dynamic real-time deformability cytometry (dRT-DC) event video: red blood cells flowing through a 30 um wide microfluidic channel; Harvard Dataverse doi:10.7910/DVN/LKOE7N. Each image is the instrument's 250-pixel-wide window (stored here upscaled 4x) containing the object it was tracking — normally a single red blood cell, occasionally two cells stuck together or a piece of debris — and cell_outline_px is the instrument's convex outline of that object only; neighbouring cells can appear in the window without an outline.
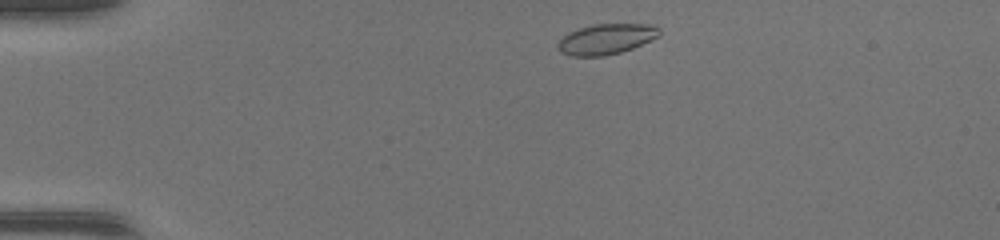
{"species": "common noctule bat (a hibernating species)", "species_latin": "Nyctalus noctula", "temperature_condition": "warm", "stored_images_in_passage": 39, "camera_frame_rate_fps": 3000, "um_per_image_px": 0.085, "animal": {"sex": "female", "body_mass_g": 17.0, "forearm_length_mm": 48.0}, "frame": {"image": 1, "passage_image": 2, "time_ms": 0.333, "image_size_px": [1000, 240], "cell_outline_px": [[660, 36], [632, 48], [620, 52], [604, 56], [572, 56], [560, 52], [556, 44], [568, 32], [580, 28], [596, 24], [652, 24], [660, 28]], "centroid_in_image_um": [51.53, 3.32], "position_along_channel_um": 33.5, "area_um2": 17.98}}
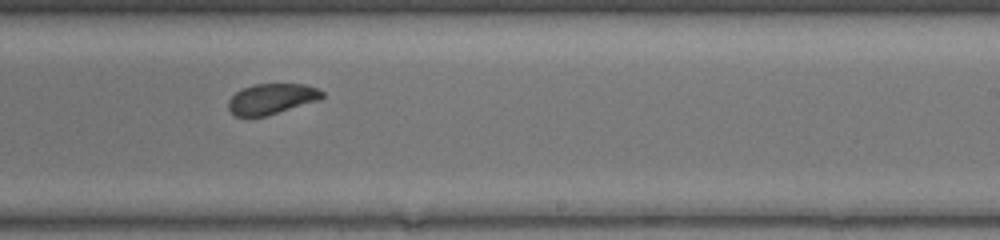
{"frame": {"image": 2, "passage_image": 22, "time_ms": 7.0, "image_size_px": [1000, 240], "cell_outline_px": [[324, 96], [320, 100], [268, 116], [248, 120], [236, 116], [228, 108], [228, 100], [236, 92], [252, 84], [304, 84], [316, 88], [324, 92]], "centroid_in_image_um": [23.06, 8.45], "position_along_channel_um": 265.9, "area_um2": 17.22}}
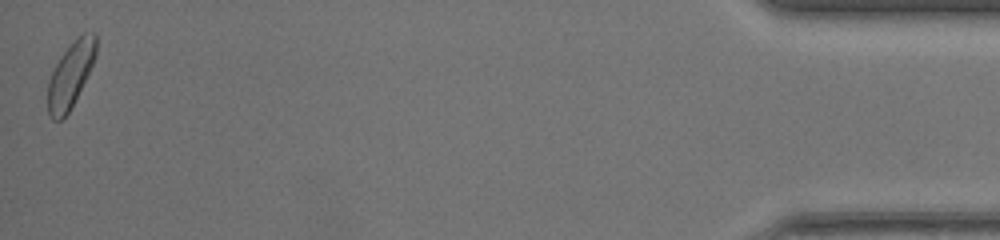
{"frame": {"image": 3, "passage_image": 39, "time_ms": 12.667, "image_size_px": [1000, 240], "cell_outline_px": [[96, 56], [68, 112], [60, 120], [52, 120], [48, 112], [48, 80], [60, 56], [84, 32], [96, 32]], "centroid_in_image_um": [5.98, 6.35], "position_along_channel_um": 429.2, "area_um2": 17.69}}